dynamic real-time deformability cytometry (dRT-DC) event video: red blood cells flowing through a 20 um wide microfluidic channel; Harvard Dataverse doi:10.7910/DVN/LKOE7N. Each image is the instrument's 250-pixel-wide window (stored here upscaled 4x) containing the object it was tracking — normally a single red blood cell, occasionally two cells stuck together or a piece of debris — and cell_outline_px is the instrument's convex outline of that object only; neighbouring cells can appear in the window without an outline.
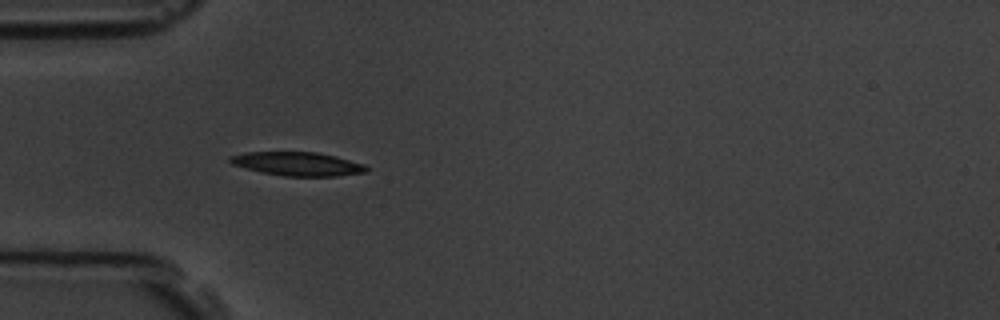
{"species": "common noctule bat (a hibernating species)", "species_latin": "Nyctalus noctula", "temperature_condition": "room temperature", "stored_images_in_passage": 2, "camera_frame_rate_fps": 3000, "um_per_image_px": 0.085, "animal": {"sex": "male", "body_mass_g": 19.5, "forearm_length_mm": 54.6}, "frame": {"image": 1, "passage_image": 1, "time_ms": 0.0, "image_size_px": [1000, 320], "cell_outline_px": [[368, 172], [336, 176], [284, 176], [260, 172], [232, 164], [228, 160], [228, 156], [244, 152], [316, 152], [336, 156], [364, 164], [368, 168]], "centroid_in_image_um": [25.28, 13.93], "position_along_channel_um": 59.7, "area_um2": 18.9}}
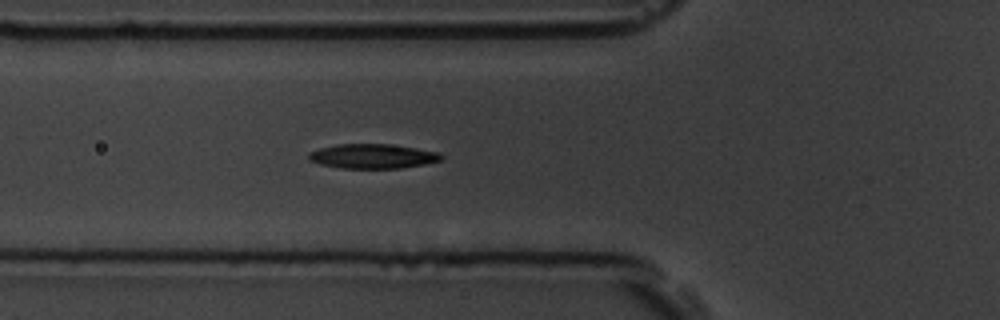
{"frame": {"image": 2, "passage_image": 2, "time_ms": 1.0, "image_size_px": [1000, 320], "cell_outline_px": [[444, 156], [440, 160], [424, 164], [400, 168], [340, 168], [320, 164], [308, 160], [308, 152], [320, 148], [336, 144], [388, 144], [416, 148], [440, 152]], "centroid_in_image_um": [31.65, 13.27], "position_along_channel_um": 94.1, "area_um2": 18.96}}